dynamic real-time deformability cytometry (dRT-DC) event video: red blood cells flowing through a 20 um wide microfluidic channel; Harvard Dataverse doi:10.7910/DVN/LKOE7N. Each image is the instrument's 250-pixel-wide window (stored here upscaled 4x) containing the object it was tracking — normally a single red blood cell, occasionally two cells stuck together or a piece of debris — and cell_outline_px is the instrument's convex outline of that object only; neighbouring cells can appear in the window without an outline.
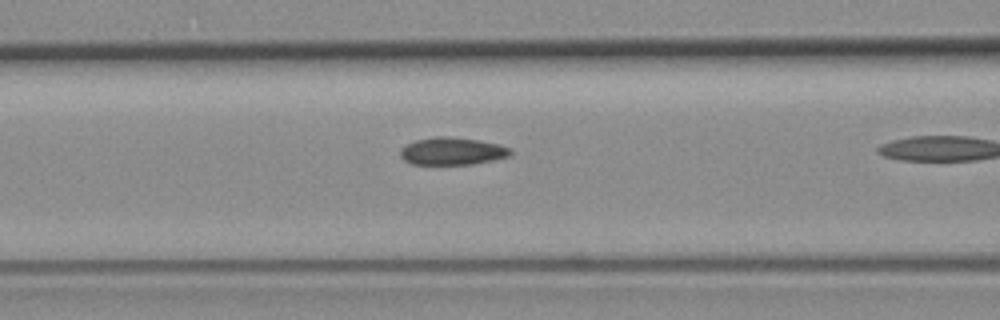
{"species": "common noctule bat (a hibernating species)", "species_latin": "Nyctalus noctula", "temperature_condition": "room temperature", "stored_images_in_passage": 13, "camera_frame_rate_fps": 3000, "um_per_image_px": 0.085, "animal": {"sex": "female", "body_mass_g": 19.3, "forearm_length_mm": 54.1}, "frame": {"image": 1, "passage_image": 8, "time_ms": 2.333, "image_size_px": [1000, 320], "cell_outline_px": [[512, 156], [472, 164], [412, 164], [404, 160], [400, 156], [400, 148], [416, 140], [436, 136], [448, 136], [476, 140], [500, 144], [512, 148]], "centroid_in_image_um": [38.46, 12.85], "position_along_channel_um": 128.1, "area_um2": 17.69}}
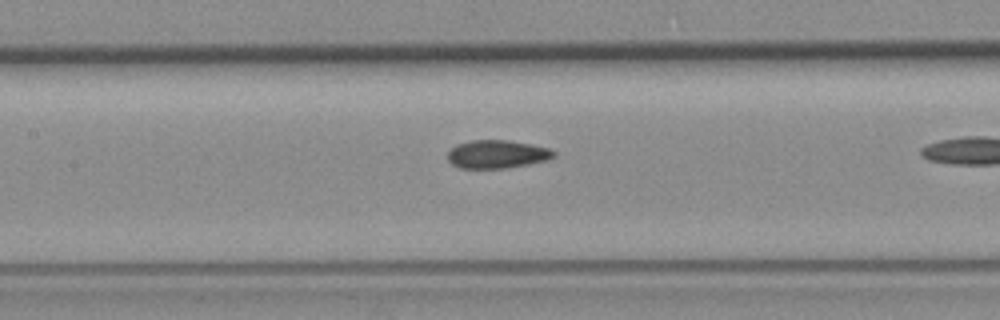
{"frame": {"image": 2, "passage_image": 11, "time_ms": 3.333, "image_size_px": [1000, 320], "cell_outline_px": [[556, 156], [548, 160], [528, 164], [504, 168], [460, 168], [452, 164], [448, 160], [448, 152], [456, 144], [472, 140], [508, 140], [532, 144], [548, 148], [556, 152]], "centroid_in_image_um": [42.26, 13.1], "position_along_channel_um": 165.1, "area_um2": 17.46}}